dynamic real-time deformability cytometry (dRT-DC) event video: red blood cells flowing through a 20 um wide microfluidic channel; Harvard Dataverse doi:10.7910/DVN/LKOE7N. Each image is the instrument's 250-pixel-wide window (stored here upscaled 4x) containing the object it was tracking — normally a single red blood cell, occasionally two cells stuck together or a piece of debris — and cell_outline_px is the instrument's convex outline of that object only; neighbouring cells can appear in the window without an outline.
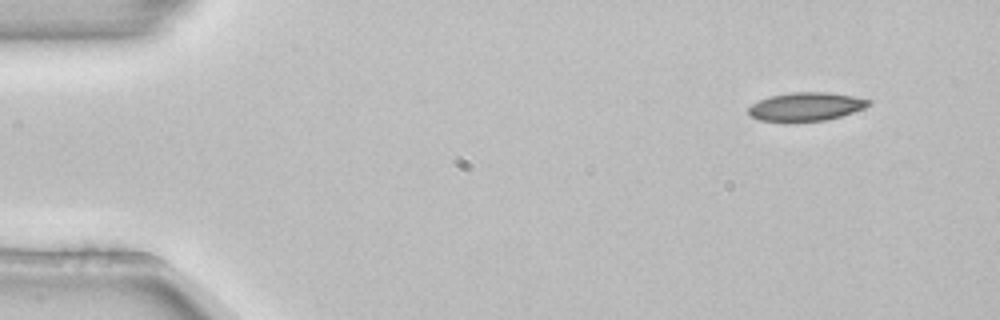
{"species": "common noctule bat (a hibernating species)", "species_latin": "Nyctalus noctula", "temperature_condition": "room temperature", "stored_images_in_passage": 5, "camera_frame_rate_fps": 3000, "um_per_image_px": 0.085, "animal": {"sex": "female", "body_mass_g": 22.7, "forearm_length_mm": 54.2}, "frame": {"image": 1, "passage_image": 1, "time_ms": 0.0, "image_size_px": [1000, 320], "cell_outline_px": [[872, 104], [864, 108], [840, 116], [824, 120], [788, 124], [760, 120], [752, 116], [748, 112], [748, 108], [752, 104], [768, 96], [792, 92], [828, 92], [852, 96], [872, 100]], "centroid_in_image_um": [68.48, 9.09], "position_along_channel_um": 16.5, "area_um2": 20.4}}
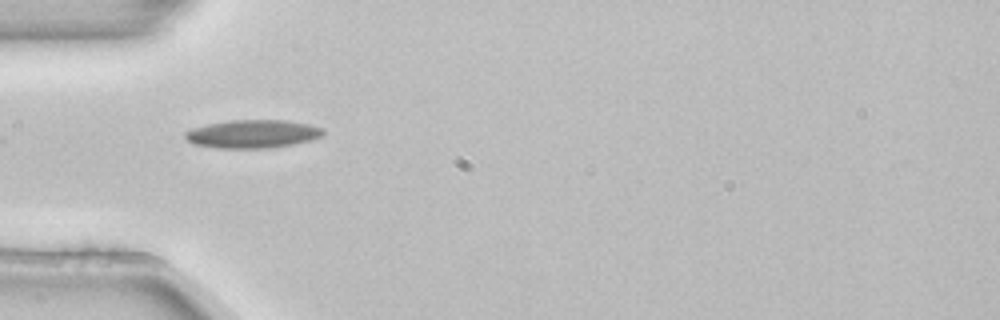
{"frame": {"image": 2, "passage_image": 4, "time_ms": 1.0, "image_size_px": [1000, 320], "cell_outline_px": [[324, 132], [320, 136], [312, 140], [292, 144], [268, 148], [216, 148], [196, 144], [188, 140], [184, 136], [184, 132], [192, 128], [208, 124], [228, 120], [284, 120], [308, 124], [324, 128]], "centroid_in_image_um": [21.47, 11.38], "position_along_channel_um": 63.5, "area_um2": 22.6}}